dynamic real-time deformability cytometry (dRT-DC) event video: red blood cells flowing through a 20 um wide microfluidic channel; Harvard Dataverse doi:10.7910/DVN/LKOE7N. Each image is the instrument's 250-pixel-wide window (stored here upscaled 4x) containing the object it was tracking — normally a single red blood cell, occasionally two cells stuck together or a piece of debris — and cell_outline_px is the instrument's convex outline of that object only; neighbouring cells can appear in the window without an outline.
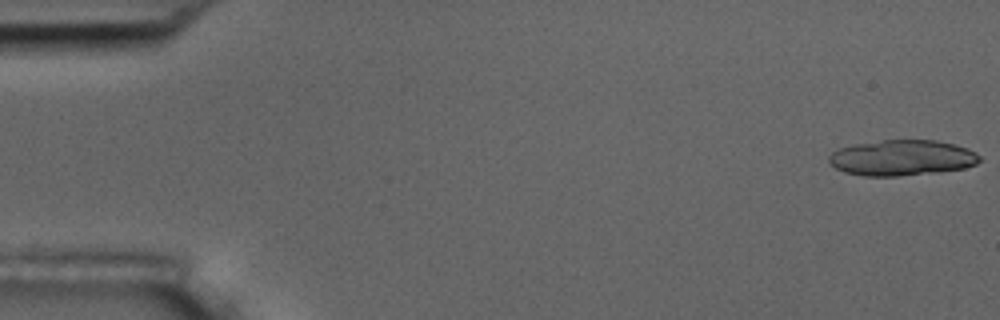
{"species": "common noctule bat (a hibernating species)", "species_latin": "Nyctalus noctula", "temperature_condition": "room temperature", "stored_images_in_passage": 19, "camera_frame_rate_fps": 3000, "um_per_image_px": 0.085, "animal": {"sex": "male", "body_mass_g": 17.5, "forearm_length_mm": 52.3}, "frame": {"image": 1, "passage_image": 1, "time_ms": 0.0, "image_size_px": [1000, 320], "cell_outline_px": [[980, 160], [976, 164], [964, 168], [936, 172], [900, 176], [864, 176], [844, 172], [836, 168], [828, 160], [828, 156], [832, 152], [840, 148], [856, 144], [884, 140], [936, 140], [968, 148], [976, 152], [980, 156]], "centroid_in_image_um": [76.67, 13.42], "position_along_channel_um": 8.3, "area_um2": 31.21}}